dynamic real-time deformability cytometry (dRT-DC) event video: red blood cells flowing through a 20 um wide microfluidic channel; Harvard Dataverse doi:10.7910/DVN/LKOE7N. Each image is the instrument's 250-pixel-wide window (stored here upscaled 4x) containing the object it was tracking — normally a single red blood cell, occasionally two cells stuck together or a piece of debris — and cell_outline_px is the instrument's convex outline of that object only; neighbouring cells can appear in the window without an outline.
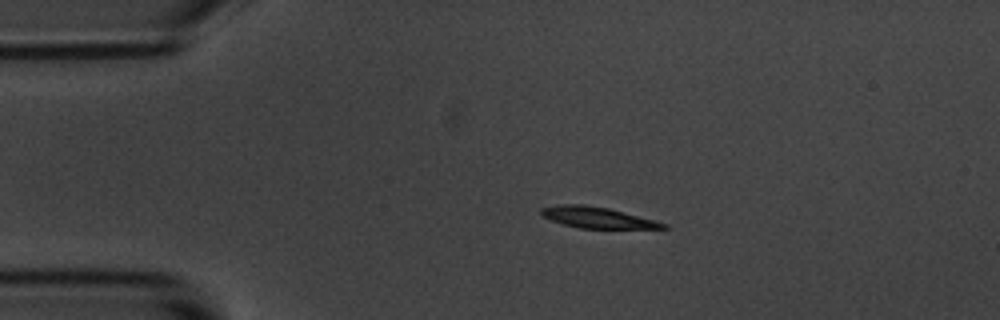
{"species": "common noctule bat (a hibernating species)", "species_latin": "Nyctalus noctula", "temperature_condition": "room temperature", "stored_images_in_passage": 44, "camera_frame_rate_fps": 3000, "um_per_image_px": 0.085, "animal": {"sex": "male", "body_mass_g": 20.1, "forearm_length_mm": 53.5}, "frame": {"image": 1, "passage_image": 1, "time_ms": 0.0, "image_size_px": [1000, 320], "cell_outline_px": [[672, 228], [580, 228], [564, 224], [552, 220], [544, 216], [540, 212], [540, 208], [556, 204], [584, 204], [608, 208], [668, 224]], "centroid_in_image_um": [50.75, 18.48], "position_along_channel_um": 34.3, "area_um2": 14.74}}
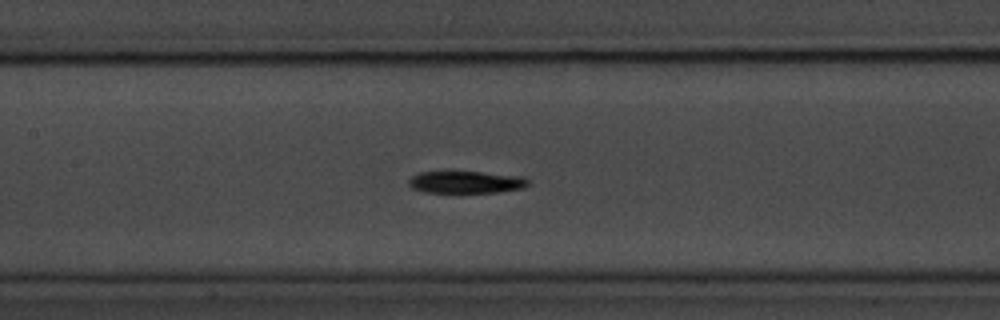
{"frame": {"image": 2, "passage_image": 15, "time_ms": 4.667, "image_size_px": [1000, 320], "cell_outline_px": [[528, 184], [524, 188], [496, 192], [424, 192], [412, 188], [408, 184], [408, 180], [412, 176], [420, 172], [480, 172], [524, 176], [528, 180]], "centroid_in_image_um": [39.61, 15.48], "position_along_channel_um": 167.8, "area_um2": 15.32}}
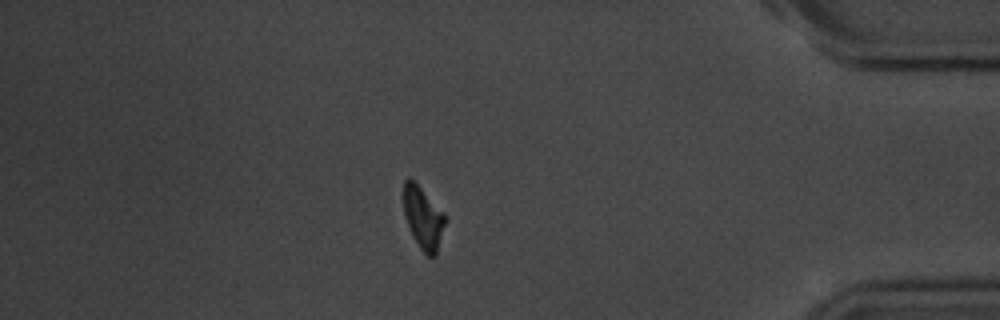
{"frame": {"image": 3, "passage_image": 37, "time_ms": 12.0, "image_size_px": [1000, 320], "cell_outline_px": [[444, 224], [436, 256], [428, 256], [420, 248], [412, 236], [404, 212], [404, 180], [412, 180], [444, 212]], "centroid_in_image_um": [35.96, 18.55], "position_along_channel_um": 399.2, "area_um2": 14.45}, "authors_computed_cell_mechanics": {"area_um2": 15.8372, "velocity_mm_per_s": 3.6778, "shape_relaxation_time_tau1_ms": 2.5456, "shape_relaxation_time_tau2_ms": null, "deformation_change_tau1": 0.1318, "deformation_change_tau2": null}}